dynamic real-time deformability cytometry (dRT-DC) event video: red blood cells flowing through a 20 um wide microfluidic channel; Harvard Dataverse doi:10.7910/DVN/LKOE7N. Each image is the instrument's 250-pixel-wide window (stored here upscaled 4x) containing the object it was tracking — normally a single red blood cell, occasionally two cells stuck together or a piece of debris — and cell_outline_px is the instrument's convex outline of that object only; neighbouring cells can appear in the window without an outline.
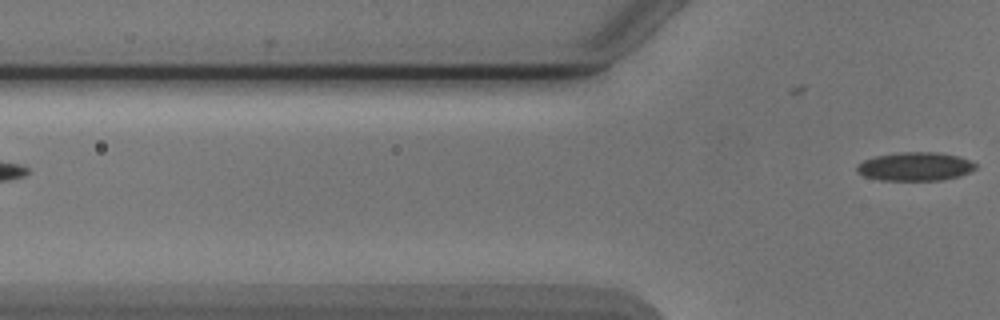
{"species": "Egyptian fruit bat (a non-hibernating species)", "species_latin": "Rousettus aegyptiacus", "temperature_condition": "cold", "stored_images_in_passage": 4, "camera_frame_rate_fps": 3000, "um_per_image_px": 0.085, "animal": {"sex": "male"}, "frame": {"image": 1, "passage_image": 4, "time_ms": 3.667, "image_size_px": [1000, 320], "cell_outline_px": [[976, 168], [960, 176], [944, 180], [880, 180], [864, 176], [856, 172], [856, 164], [864, 160], [876, 156], [900, 152], [936, 152], [960, 156], [976, 164]], "centroid_in_image_um": [77.77, 14.15], "position_along_channel_um": 48.0, "area_um2": 19.83}}